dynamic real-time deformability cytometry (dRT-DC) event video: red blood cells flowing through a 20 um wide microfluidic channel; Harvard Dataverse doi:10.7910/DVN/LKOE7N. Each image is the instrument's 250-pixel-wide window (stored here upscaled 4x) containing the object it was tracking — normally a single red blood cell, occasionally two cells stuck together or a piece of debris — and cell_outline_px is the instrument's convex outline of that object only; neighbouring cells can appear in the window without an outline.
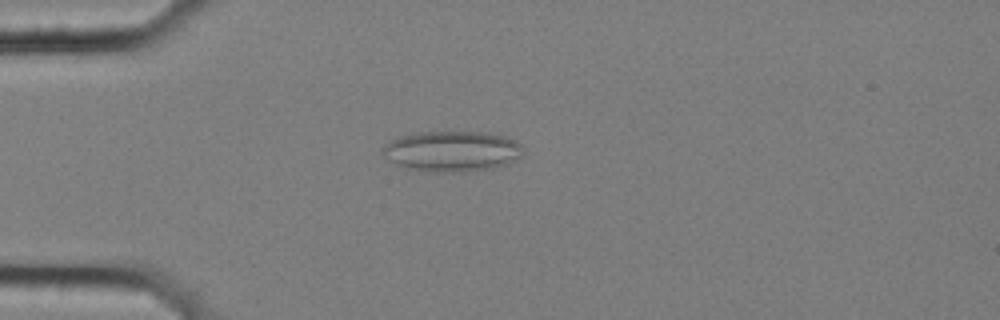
{"species": "common noctule bat (a hibernating species)", "species_latin": "Nyctalus noctula", "temperature_condition": "cold", "stored_images_in_passage": 7, "camera_frame_rate_fps": 3000, "um_per_image_px": 0.085, "animal": {"sex": "female", "body_mass_g": 25.1}, "frame": {"image": 1, "passage_image": 3, "time_ms": 0.667, "image_size_px": [1000, 320], "cell_outline_px": [[524, 152], [520, 156], [508, 164], [496, 168], [464, 172], [432, 172], [404, 168], [396, 164], [384, 156], [380, 148], [388, 140], [400, 136], [420, 132], [496, 132], [520, 144]], "centroid_in_image_um": [38.4, 12.86], "position_along_channel_um": 46.6, "area_um2": 33.7}}
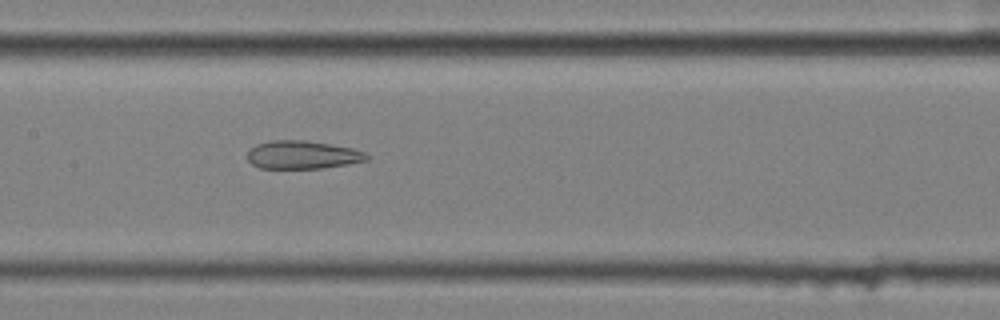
{"frame": {"image": 2, "passage_image": 7, "time_ms": 2.0, "image_size_px": [1000, 320], "cell_outline_px": [[368, 160], [348, 164], [320, 168], [260, 168], [252, 164], [248, 160], [248, 148], [256, 144], [272, 140], [304, 140], [352, 148], [364, 152], [368, 156]], "centroid_in_image_um": [25.67, 13.16], "position_along_channel_um": 181.7, "area_um2": 19.48}}